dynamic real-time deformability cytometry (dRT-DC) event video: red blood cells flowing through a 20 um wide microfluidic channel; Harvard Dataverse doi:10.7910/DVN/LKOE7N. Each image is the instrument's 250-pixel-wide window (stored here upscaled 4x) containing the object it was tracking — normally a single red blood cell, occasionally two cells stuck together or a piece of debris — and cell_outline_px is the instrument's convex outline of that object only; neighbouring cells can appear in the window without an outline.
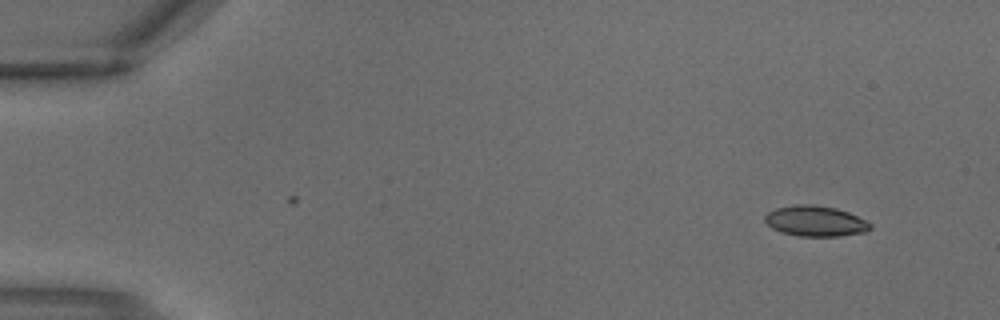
{"species": "common noctule bat (a hibernating species)", "species_latin": "Nyctalus noctula", "temperature_condition": "warm", "stored_images_in_passage": 3, "camera_frame_rate_fps": 3000, "um_per_image_px": 0.085, "animal": {"sex": "male", "body_mass_g": 18.8}, "frame": {"image": 1, "passage_image": 1, "time_ms": 0.0, "image_size_px": [1000, 320], "cell_outline_px": [[872, 228], [864, 232], [840, 236], [796, 236], [780, 232], [772, 228], [764, 220], [764, 216], [768, 212], [776, 208], [792, 204], [812, 204], [836, 208], [848, 212], [872, 224]], "centroid_in_image_um": [69.28, 18.79], "position_along_channel_um": 15.7, "area_um2": 18.84}}
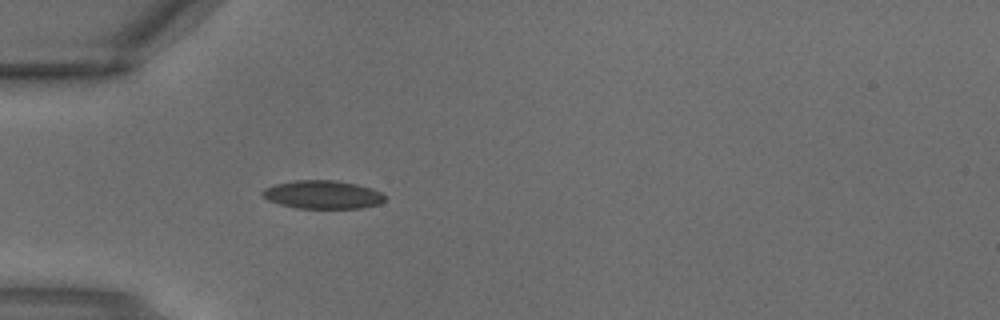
{"frame": {"image": 2, "passage_image": 3, "time_ms": 0.667, "image_size_px": [1000, 320], "cell_outline_px": [[384, 200], [380, 204], [360, 208], [296, 208], [280, 204], [268, 200], [260, 192], [264, 188], [276, 184], [296, 180], [336, 180], [356, 184], [372, 188], [380, 192], [384, 196]], "centroid_in_image_um": [27.42, 16.54], "position_along_channel_um": 57.6, "area_um2": 20.11}}